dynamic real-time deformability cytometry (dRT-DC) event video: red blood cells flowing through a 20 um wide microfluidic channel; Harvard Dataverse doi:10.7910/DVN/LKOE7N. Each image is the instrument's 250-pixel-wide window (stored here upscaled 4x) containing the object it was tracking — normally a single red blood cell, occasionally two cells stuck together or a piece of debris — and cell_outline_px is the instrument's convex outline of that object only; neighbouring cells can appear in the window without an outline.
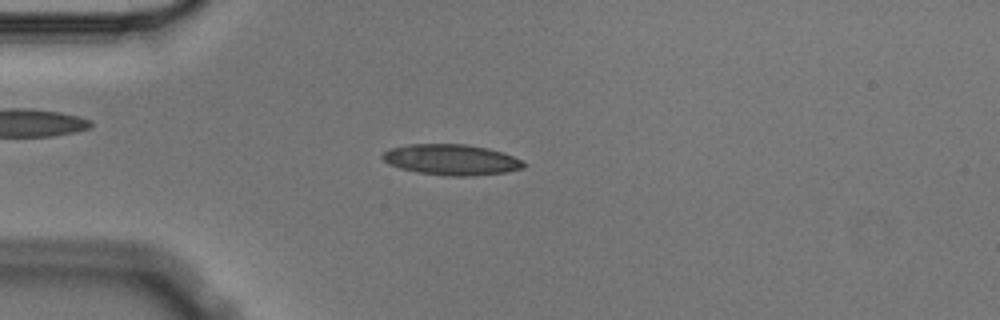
{"species": "Egyptian fruit bat (a non-hibernating species)", "species_latin": "Rousettus aegyptiacus", "temperature_condition": "cold", "stored_images_in_passage": 6, "camera_frame_rate_fps": 3000, "um_per_image_px": 0.085, "animal": {"sex": "male"}, "frame": {"image": 1, "passage_image": 2, "time_ms": 0.333, "image_size_px": [1000, 320], "cell_outline_px": [[528, 164], [524, 168], [508, 172], [472, 176], [444, 176], [416, 172], [400, 168], [388, 164], [380, 156], [388, 148], [408, 144], [464, 144], [488, 148], [512, 156]], "centroid_in_image_um": [38.34, 13.58], "position_along_channel_um": 46.7, "area_um2": 25.49}}
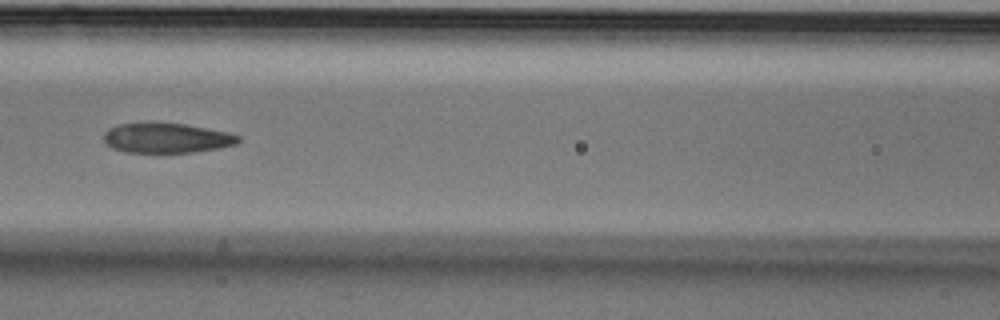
{"frame": {"image": 2, "passage_image": 5, "time_ms": 1.333, "image_size_px": [1000, 320], "cell_outline_px": [[244, 140], [236, 144], [220, 148], [192, 152], [124, 152], [112, 148], [104, 140], [104, 132], [108, 128], [120, 124], [184, 124], [228, 132], [240, 136]], "centroid_in_image_um": [14.21, 11.75], "position_along_channel_um": 152.4, "area_um2": 23.12}}
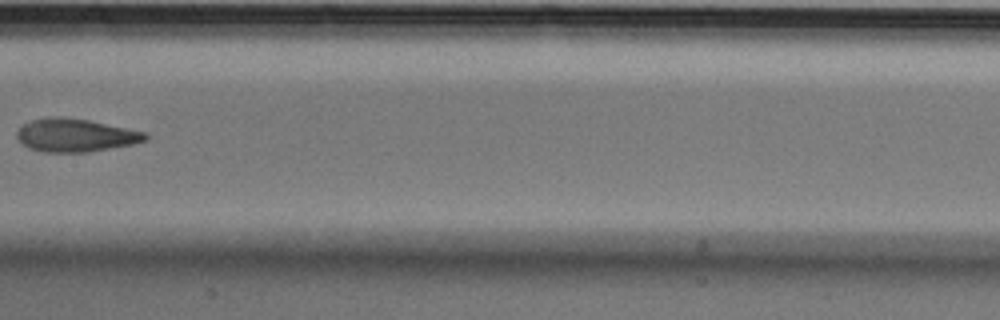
{"frame": {"image": 3, "passage_image": 6, "time_ms": 1.667, "image_size_px": [1000, 320], "cell_outline_px": [[148, 140], [132, 144], [88, 152], [44, 152], [28, 148], [16, 136], [16, 132], [24, 124], [32, 120], [52, 116], [60, 116], [88, 120], [148, 132]], "centroid_in_image_um": [6.44, 11.49], "position_along_channel_um": 201.0, "area_um2": 24.74}}